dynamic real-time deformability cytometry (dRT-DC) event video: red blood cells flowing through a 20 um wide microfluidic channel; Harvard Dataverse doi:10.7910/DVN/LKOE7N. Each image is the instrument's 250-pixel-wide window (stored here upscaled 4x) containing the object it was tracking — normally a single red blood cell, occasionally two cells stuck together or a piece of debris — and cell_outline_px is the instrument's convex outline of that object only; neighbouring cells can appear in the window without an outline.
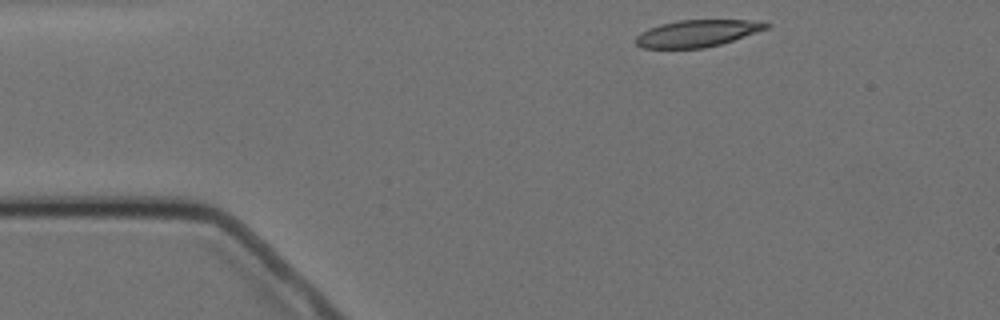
{"species": "Egyptian fruit bat (a non-hibernating species)", "species_latin": "Rousettus aegyptiacus", "temperature_condition": "cold", "stored_images_in_passage": 2, "camera_frame_rate_fps": 3000, "um_per_image_px": 0.085, "animal": {"sex": "female"}, "frame": {"image": 1, "passage_image": 1, "time_ms": 0.0, "image_size_px": [1000, 320], "cell_outline_px": [[772, 24], [768, 28], [720, 44], [704, 48], [644, 48], [636, 44], [636, 36], [640, 32], [648, 28], [660, 24], [680, 20], [748, 20]], "centroid_in_image_um": [59.22, 2.83], "position_along_channel_um": 25.8, "area_um2": 20.23}}